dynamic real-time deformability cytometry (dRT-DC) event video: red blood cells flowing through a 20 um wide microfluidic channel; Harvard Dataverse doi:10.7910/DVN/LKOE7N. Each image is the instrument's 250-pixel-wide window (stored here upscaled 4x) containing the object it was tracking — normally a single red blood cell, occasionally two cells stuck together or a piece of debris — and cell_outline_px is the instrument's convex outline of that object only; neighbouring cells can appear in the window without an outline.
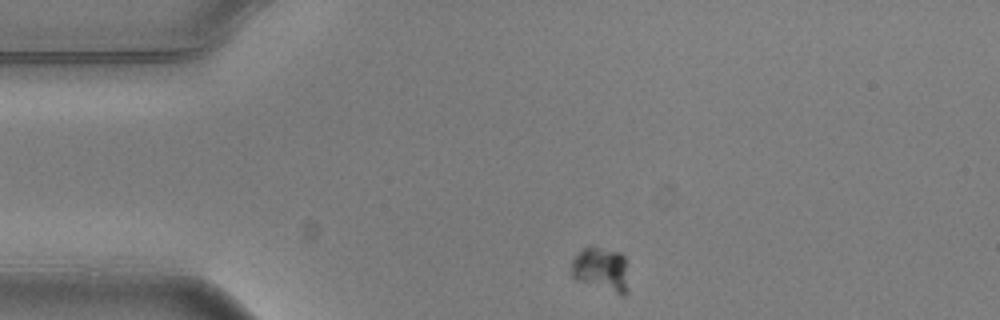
{"species": "common noctule bat (a hibernating species)", "species_latin": "Nyctalus noctula", "temperature_condition": "warm", "stored_images_in_passage": 2, "camera_frame_rate_fps": 3000, "um_per_image_px": 0.085, "animal": {"sex": "male", "body_mass_g": 20.5, "forearm_length_mm": 52.5}, "frame": {"image": 1, "passage_image": 1, "time_ms": 0.0, "image_size_px": [1000, 320], "cell_outline_px": [[628, 292], [624, 296], [576, 280], [572, 276], [572, 260], [584, 248], [596, 248], [620, 252], [624, 256], [628, 288]], "centroid_in_image_um": [51.12, 22.93], "position_along_channel_um": 33.9, "area_um2": 14.33}}